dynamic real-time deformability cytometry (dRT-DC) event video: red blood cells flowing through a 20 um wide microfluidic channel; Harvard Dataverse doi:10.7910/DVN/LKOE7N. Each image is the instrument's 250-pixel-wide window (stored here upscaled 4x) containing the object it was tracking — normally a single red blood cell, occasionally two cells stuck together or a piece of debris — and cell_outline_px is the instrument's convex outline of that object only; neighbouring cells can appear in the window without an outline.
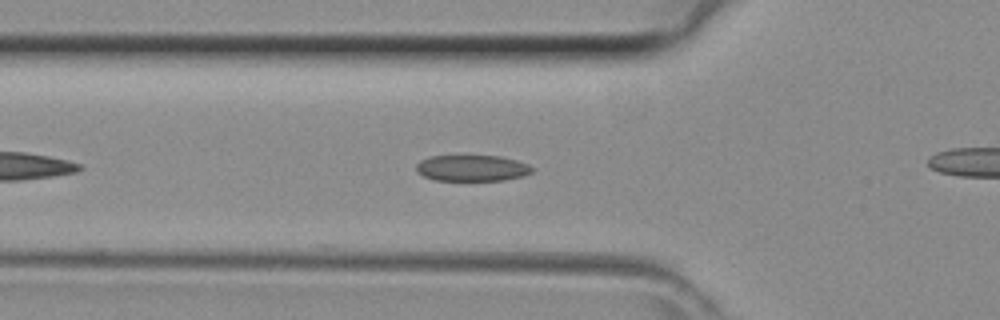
{"species": "common noctule bat (a hibernating species)", "species_latin": "Nyctalus noctula", "temperature_condition": "room temperature", "stored_images_in_passage": 35, "camera_frame_rate_fps": 3000, "um_per_image_px": 0.085, "animal": {"sex": "female", "body_mass_g": 29.2, "forearm_length_mm": 56.3}, "frame": {"image": 1, "passage_image": 6, "time_ms": 1.667, "image_size_px": [1000, 320], "cell_outline_px": [[536, 168], [532, 172], [524, 176], [504, 180], [436, 180], [424, 176], [416, 172], [416, 164], [420, 160], [432, 156], [500, 156], [516, 160], [528, 164]], "centroid_in_image_um": [40.15, 14.29], "position_along_channel_um": 85.7, "area_um2": 17.69}}
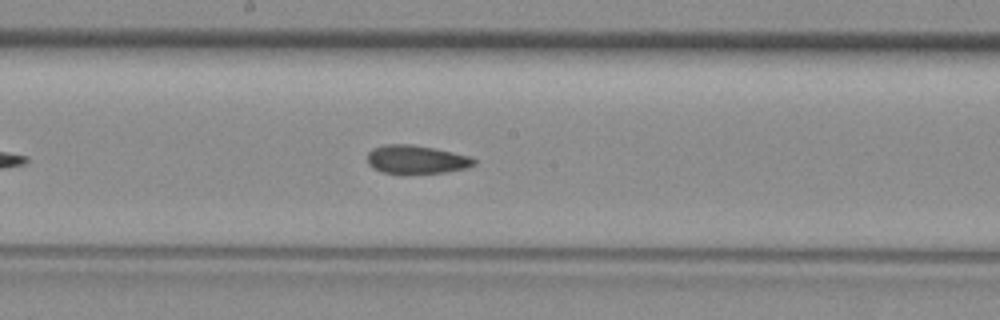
{"frame": {"image": 2, "passage_image": 14, "time_ms": 4.333, "image_size_px": [1000, 320], "cell_outline_px": [[476, 164], [468, 168], [444, 172], [404, 176], [400, 176], [380, 172], [372, 168], [368, 164], [368, 152], [372, 148], [384, 144], [412, 144], [432, 148], [468, 156], [476, 160]], "centroid_in_image_um": [35.32, 13.6], "position_along_channel_um": 212.9, "area_um2": 18.32}}
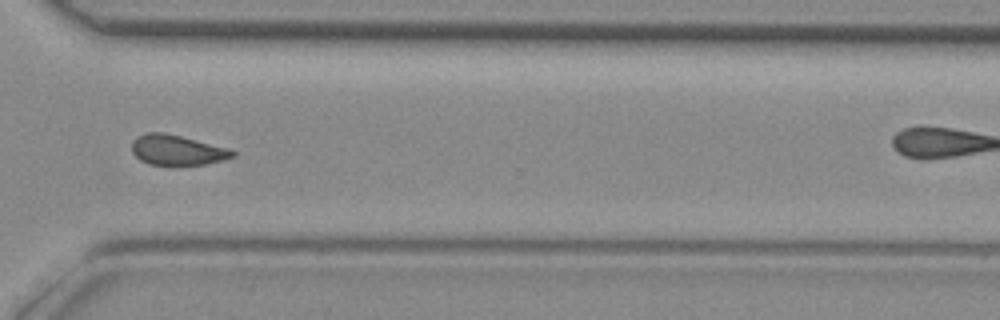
{"frame": {"image": 3, "passage_image": 23, "time_ms": 7.333, "image_size_px": [1000, 320], "cell_outline_px": [[236, 156], [224, 160], [204, 164], [148, 164], [140, 160], [132, 152], [132, 140], [136, 136], [148, 132], [164, 132], [228, 148], [236, 152]], "centroid_in_image_um": [15.04, 12.74], "position_along_channel_um": 355.6, "area_um2": 17.57}}